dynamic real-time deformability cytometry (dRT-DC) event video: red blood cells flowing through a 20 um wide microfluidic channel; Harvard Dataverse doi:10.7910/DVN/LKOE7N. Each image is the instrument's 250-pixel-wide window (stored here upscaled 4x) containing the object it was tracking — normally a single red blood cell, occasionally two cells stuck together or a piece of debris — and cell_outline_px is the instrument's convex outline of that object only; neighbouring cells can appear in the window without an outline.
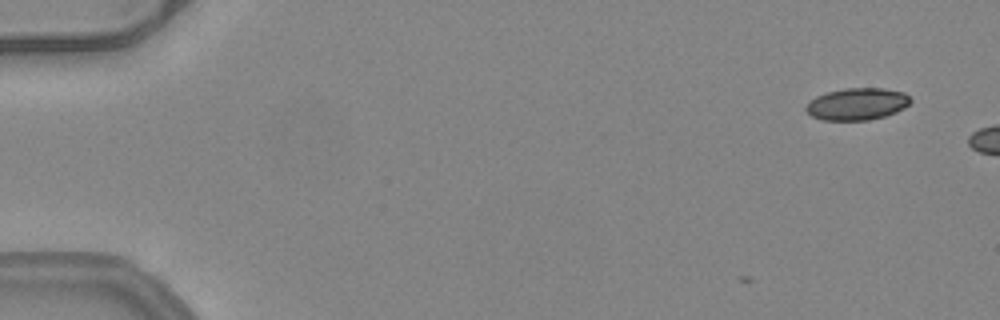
{"species": "common noctule bat (a hibernating species)", "species_latin": "Nyctalus noctula", "temperature_condition": "warm", "stored_images_in_passage": 2, "camera_frame_rate_fps": 3000, "um_per_image_px": 0.085, "animal": {"sex": "female", "body_mass_g": 24.6, "forearm_length_mm": 56.2}, "frame": {"image": 1, "passage_image": 2, "time_ms": 0.333, "image_size_px": [1000, 320], "cell_outline_px": [[912, 100], [904, 108], [896, 112], [884, 116], [868, 120], [820, 120], [812, 116], [804, 108], [816, 96], [828, 92], [844, 88], [884, 88], [904, 92]], "centroid_in_image_um": [72.86, 8.84], "position_along_channel_um": 12.1, "area_um2": 19.42}}